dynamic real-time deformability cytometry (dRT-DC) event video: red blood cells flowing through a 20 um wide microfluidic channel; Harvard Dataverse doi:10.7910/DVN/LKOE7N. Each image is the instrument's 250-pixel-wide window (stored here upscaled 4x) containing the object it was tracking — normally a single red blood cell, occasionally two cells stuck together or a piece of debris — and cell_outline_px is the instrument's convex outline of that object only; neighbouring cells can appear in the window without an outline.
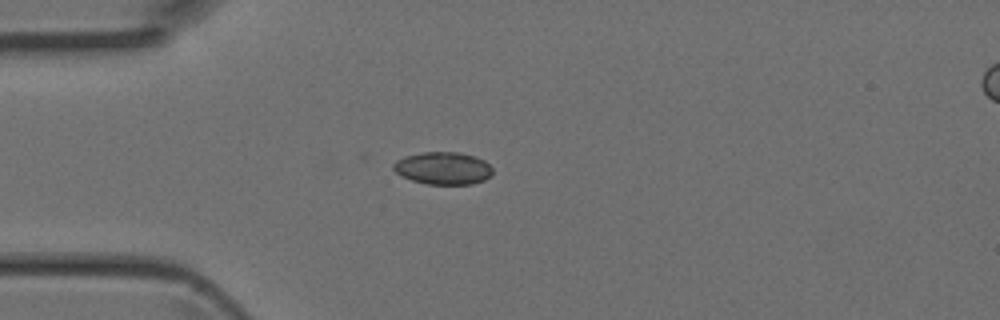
{"species": "Egyptian fruit bat (a non-hibernating species)", "species_latin": "Rousettus aegyptiacus", "temperature_condition": "room temperature", "stored_images_in_passage": 6, "camera_frame_rate_fps": 3000, "um_per_image_px": 0.085, "animal": {"sex": "female"}, "frame": {"image": 1, "passage_image": 5, "time_ms": 1.333, "image_size_px": [1000, 320], "cell_outline_px": [[492, 176], [484, 180], [472, 184], [428, 184], [412, 180], [396, 172], [392, 168], [392, 164], [396, 160], [404, 156], [424, 152], [456, 152], [472, 156], [484, 160], [492, 168]], "centroid_in_image_um": [37.66, 14.3], "position_along_channel_um": 47.3, "area_um2": 18.67}}